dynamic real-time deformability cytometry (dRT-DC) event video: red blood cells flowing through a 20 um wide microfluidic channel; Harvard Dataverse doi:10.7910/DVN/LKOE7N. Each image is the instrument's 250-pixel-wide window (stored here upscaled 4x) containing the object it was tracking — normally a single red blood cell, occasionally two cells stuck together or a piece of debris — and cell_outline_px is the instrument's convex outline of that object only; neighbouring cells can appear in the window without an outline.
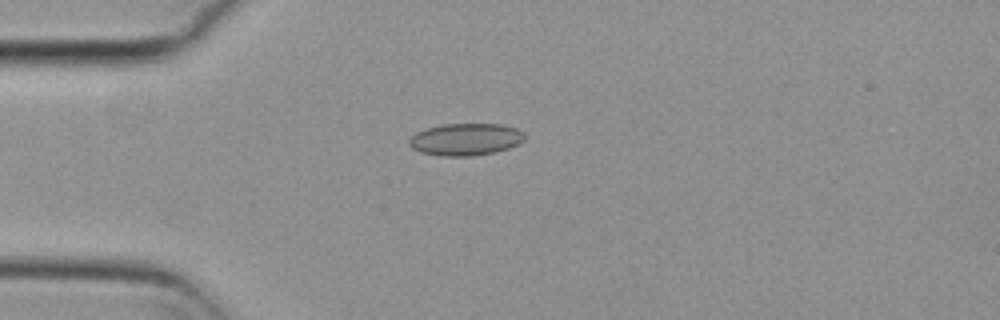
{"species": "common noctule bat (a hibernating species)", "species_latin": "Nyctalus noctula", "temperature_condition": "cold", "stored_images_in_passage": 43, "camera_frame_rate_fps": 3000, "um_per_image_px": 0.085, "animal": {"sex": "female", "body_mass_g": 29.2, "forearm_length_mm": 56.3}, "frame": {"image": 1, "passage_image": 2, "time_ms": 0.333, "image_size_px": [1000, 320], "cell_outline_px": [[524, 140], [508, 148], [496, 152], [472, 156], [440, 156], [420, 152], [412, 148], [408, 144], [408, 140], [416, 132], [428, 128], [444, 124], [500, 124], [516, 128], [524, 132]], "centroid_in_image_um": [39.56, 11.85], "position_along_channel_um": 45.4, "area_um2": 21.62}}
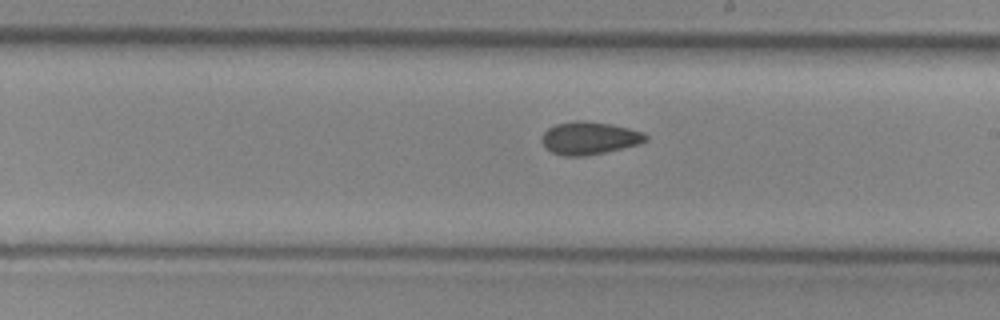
{"frame": {"image": 2, "passage_image": 19, "time_ms": 6.0, "image_size_px": [1000, 320], "cell_outline_px": [[648, 140], [640, 144], [604, 152], [584, 156], [564, 156], [552, 152], [540, 140], [540, 136], [548, 128], [556, 124], [572, 120], [584, 120], [612, 124], [644, 132], [648, 136]], "centroid_in_image_um": [50.1, 11.72], "position_along_channel_um": 238.9, "area_um2": 19.94}}
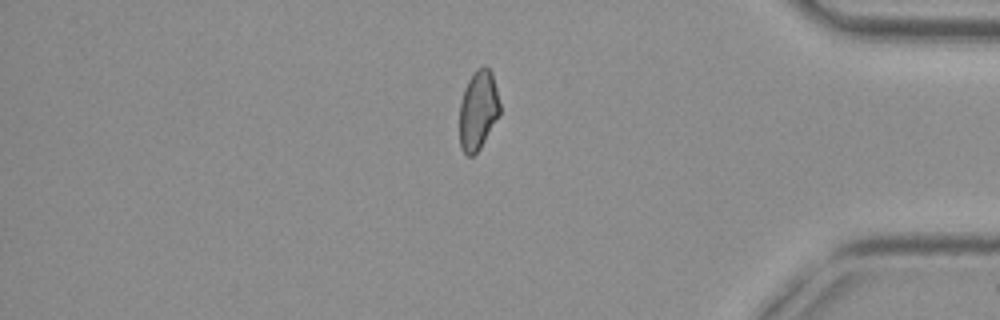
{"frame": {"image": 3, "passage_image": 34, "time_ms": 11.0, "image_size_px": [1000, 320], "cell_outline_px": [[500, 116], [480, 148], [472, 156], [468, 156], [460, 148], [460, 100], [464, 88], [472, 72], [476, 68], [484, 64], [492, 72], [500, 104]], "centroid_in_image_um": [40.64, 9.34], "position_along_channel_um": 394.6, "area_um2": 18.96}, "authors_computed_cell_mechanics": {"area_um2": 19.4786, "velocity_mm_per_s": 3.7293, "shape_relaxation_time_tau1_ms": null, "shape_relaxation_time_tau2_ms": 3.1319, "deformation_change_tau1": null, "deformation_change_tau2": 0.078}}